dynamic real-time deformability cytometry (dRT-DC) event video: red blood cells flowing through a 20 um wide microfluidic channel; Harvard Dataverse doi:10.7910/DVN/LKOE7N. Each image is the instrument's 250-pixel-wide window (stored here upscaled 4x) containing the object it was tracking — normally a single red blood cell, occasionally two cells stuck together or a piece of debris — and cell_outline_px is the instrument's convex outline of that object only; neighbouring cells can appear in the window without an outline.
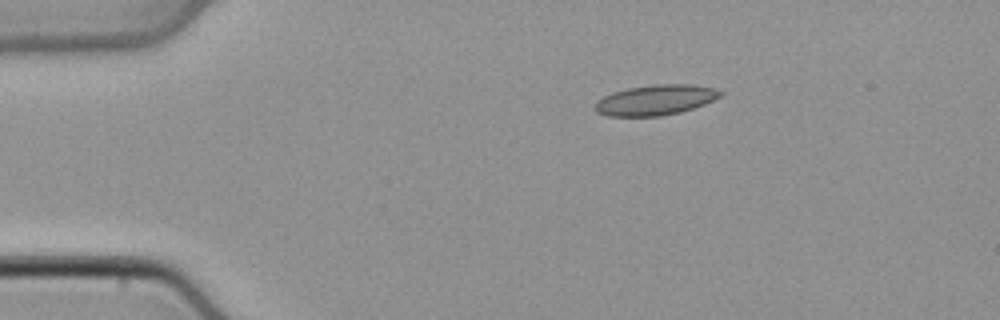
{"species": "common noctule bat (a hibernating species)", "species_latin": "Nyctalus noctula", "temperature_condition": "cold", "stored_images_in_passage": 41, "camera_frame_rate_fps": 3000, "um_per_image_px": 0.085, "animal": {"sex": "male", "body_mass_g": 21.5, "forearm_length_mm": 52.0}, "frame": {"image": 1, "passage_image": 1, "time_ms": 0.0, "image_size_px": [1000, 320], "cell_outline_px": [[724, 92], [720, 96], [704, 104], [680, 112], [660, 116], [608, 116], [596, 112], [592, 108], [596, 100], [612, 92], [628, 88], [652, 84], [692, 84], [712, 88]], "centroid_in_image_um": [55.65, 8.5], "position_along_channel_um": 29.3, "area_um2": 22.2}}
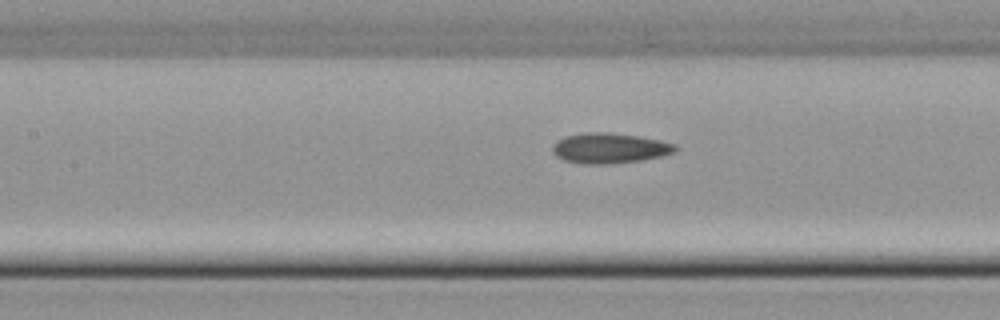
{"frame": {"image": 2, "passage_image": 14, "time_ms": 4.333, "image_size_px": [1000, 320], "cell_outline_px": [[680, 148], [676, 152], [660, 156], [640, 160], [600, 164], [588, 164], [564, 160], [556, 156], [552, 152], [552, 144], [556, 140], [564, 136], [584, 132], [608, 132], [640, 136], [660, 140], [676, 144]], "centroid_in_image_um": [51.81, 12.57], "position_along_channel_um": 155.6, "area_um2": 21.79}}
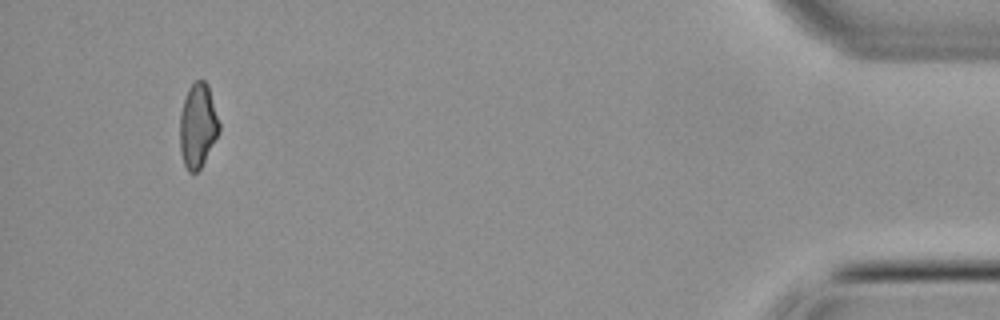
{"frame": {"image": 3, "passage_image": 38, "time_ms": 12.333, "image_size_px": [1000, 320], "cell_outline_px": [[220, 132], [200, 168], [196, 172], [188, 172], [184, 164], [180, 152], [180, 112], [188, 88], [196, 80], [204, 80], [208, 84], [220, 124]], "centroid_in_image_um": [16.81, 10.67], "position_along_channel_um": 418.4, "area_um2": 19.31}}